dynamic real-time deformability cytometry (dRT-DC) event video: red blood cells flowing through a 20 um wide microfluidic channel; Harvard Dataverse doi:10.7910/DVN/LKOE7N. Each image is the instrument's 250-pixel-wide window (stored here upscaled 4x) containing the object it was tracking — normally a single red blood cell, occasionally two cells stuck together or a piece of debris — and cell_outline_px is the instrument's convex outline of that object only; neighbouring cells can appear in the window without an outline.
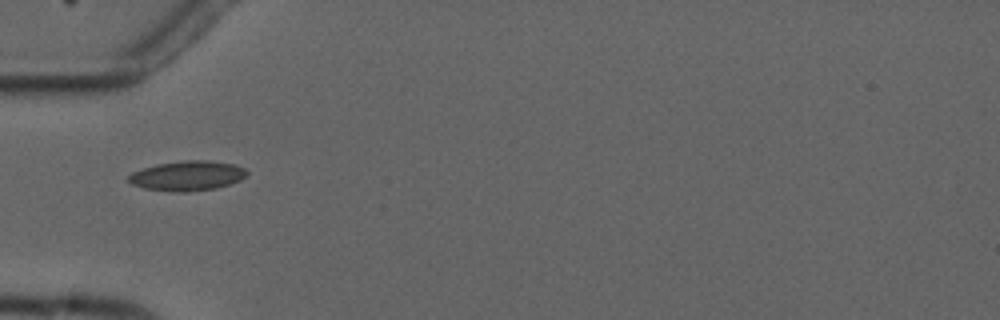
{"species": "common noctule bat (a hibernating species)", "species_latin": "Nyctalus noctula", "temperature_condition": "cold", "stored_images_in_passage": 8, "camera_frame_rate_fps": 3000, "um_per_image_px": 0.085, "animal": {"sex": "male", "forearm_length_mm": 52.5}, "frame": {"image": 1, "passage_image": 6, "time_ms": 5.667, "image_size_px": [1000, 320], "cell_outline_px": [[248, 172], [240, 180], [216, 188], [188, 192], [172, 192], [144, 188], [132, 184], [128, 180], [128, 176], [132, 172], [156, 164], [184, 160], [208, 160], [236, 164], [244, 168]], "centroid_in_image_um": [15.92, 14.94], "position_along_channel_um": 69.1, "area_um2": 20.58}}
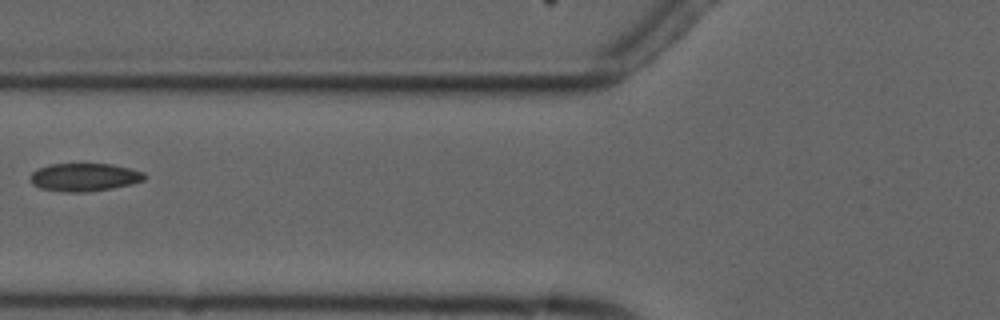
{"frame": {"image": 2, "passage_image": 7, "time_ms": 7.0, "image_size_px": [1000, 320], "cell_outline_px": [[148, 176], [144, 180], [132, 184], [112, 188], [88, 192], [64, 192], [40, 188], [32, 184], [28, 176], [36, 168], [48, 164], [112, 164], [132, 168], [144, 172]], "centroid_in_image_um": [7.17, 15.06], "position_along_channel_um": 118.6, "area_um2": 19.02}}
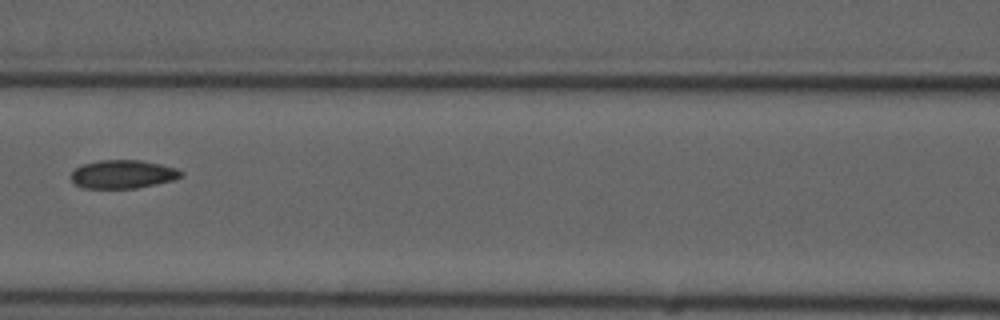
{"frame": {"image": 3, "passage_image": 8, "time_ms": 8.0, "image_size_px": [1000, 320], "cell_outline_px": [[184, 176], [172, 180], [156, 184], [136, 188], [80, 188], [72, 180], [72, 172], [80, 164], [100, 160], [140, 160], [160, 164], [176, 168], [184, 172]], "centroid_in_image_um": [10.45, 14.8], "position_along_channel_um": 156.2, "area_um2": 18.26}}